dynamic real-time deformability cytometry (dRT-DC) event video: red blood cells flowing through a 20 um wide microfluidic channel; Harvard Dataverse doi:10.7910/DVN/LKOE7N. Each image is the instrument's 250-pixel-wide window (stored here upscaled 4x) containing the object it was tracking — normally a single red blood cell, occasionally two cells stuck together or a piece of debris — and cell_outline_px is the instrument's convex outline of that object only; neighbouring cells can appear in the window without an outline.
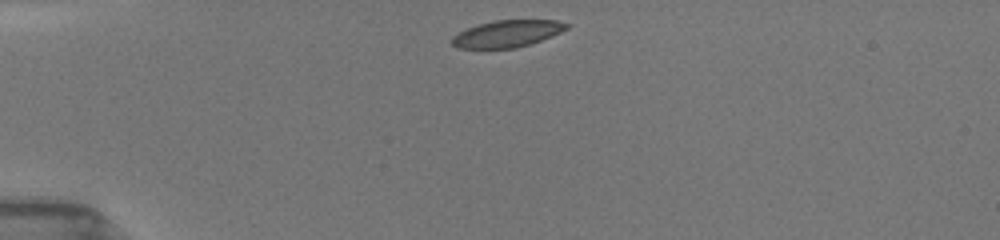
{"species": "common noctule bat (a hibernating species)", "species_latin": "Nyctalus noctula", "temperature_condition": "room temperature", "stored_images_in_passage": 20, "camera_frame_rate_fps": 3000, "um_per_image_px": 0.085, "animal": {"sex": "female", "body_mass_g": 19.5, "forearm_length_mm": 54.1}, "frame": {"image": 1, "passage_image": 1, "time_ms": 0.0, "image_size_px": [1000, 240], "cell_outline_px": [[572, 24], [568, 28], [560, 32], [540, 40], [516, 48], [456, 48], [452, 44], [452, 36], [456, 32], [476, 24], [496, 20], [556, 20]], "centroid_in_image_um": [43.07, 2.85], "position_along_channel_um": 41.9, "area_um2": 18.03}}
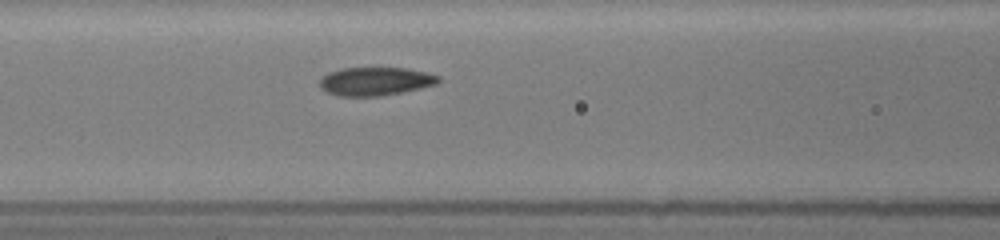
{"frame": {"image": 2, "passage_image": 15, "time_ms": 3.333, "image_size_px": [1000, 240], "cell_outline_px": [[440, 80], [436, 84], [420, 88], [384, 96], [336, 96], [320, 88], [320, 80], [328, 72], [344, 68], [408, 68], [440, 76]], "centroid_in_image_um": [31.9, 6.92], "position_along_channel_um": 134.7, "area_um2": 19.59}}
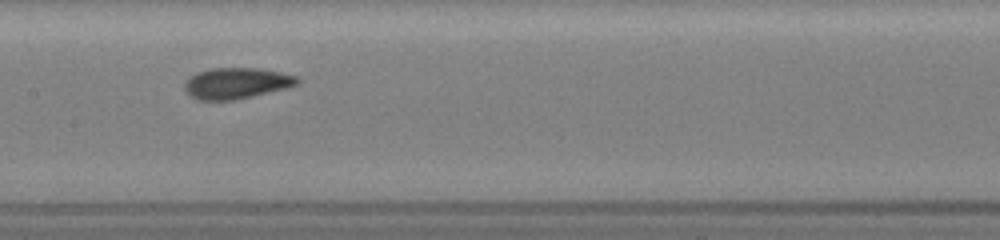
{"frame": {"image": 3, "passage_image": 19, "time_ms": 4.667, "image_size_px": [1000, 240], "cell_outline_px": [[300, 84], [288, 88], [236, 100], [196, 100], [184, 92], [184, 84], [188, 76], [196, 72], [212, 68], [260, 68], [280, 72], [296, 76], [300, 80]], "centroid_in_image_um": [20.08, 7.08], "position_along_channel_um": 187.3, "area_um2": 20.81}}